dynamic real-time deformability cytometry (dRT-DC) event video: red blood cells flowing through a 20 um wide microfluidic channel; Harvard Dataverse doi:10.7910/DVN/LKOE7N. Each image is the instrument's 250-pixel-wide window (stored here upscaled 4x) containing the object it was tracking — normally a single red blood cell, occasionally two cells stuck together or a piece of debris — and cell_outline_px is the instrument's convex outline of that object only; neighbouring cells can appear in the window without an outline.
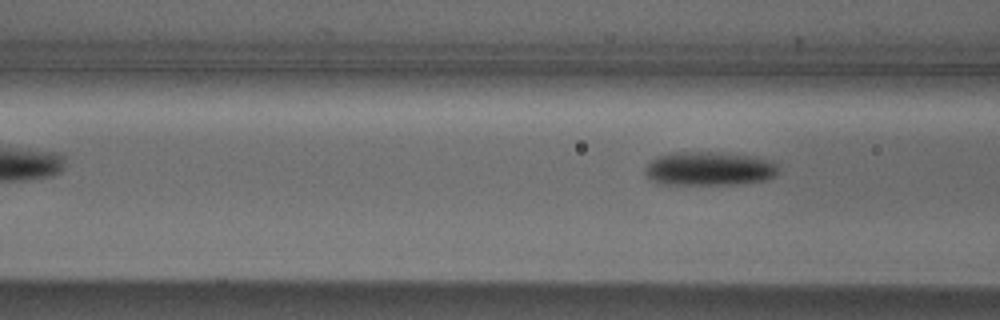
{"species": "Egyptian fruit bat (a non-hibernating species)", "species_latin": "Rousettus aegyptiacus", "temperature_condition": "cold", "stored_images_in_passage": 5, "camera_frame_rate_fps": 3000, "um_per_image_px": 0.085, "animal": {"sex": "male"}, "frame": {"image": 1, "passage_image": 5, "time_ms": 4.667, "image_size_px": [1000, 320], "cell_outline_px": [[780, 172], [776, 176], [768, 180], [740, 184], [656, 184], [648, 180], [644, 172], [644, 168], [656, 156], [676, 152], [720, 152], [756, 156], [772, 160], [780, 168]], "centroid_in_image_um": [60.31, 14.34], "position_along_channel_um": 106.3, "area_um2": 26.99}}